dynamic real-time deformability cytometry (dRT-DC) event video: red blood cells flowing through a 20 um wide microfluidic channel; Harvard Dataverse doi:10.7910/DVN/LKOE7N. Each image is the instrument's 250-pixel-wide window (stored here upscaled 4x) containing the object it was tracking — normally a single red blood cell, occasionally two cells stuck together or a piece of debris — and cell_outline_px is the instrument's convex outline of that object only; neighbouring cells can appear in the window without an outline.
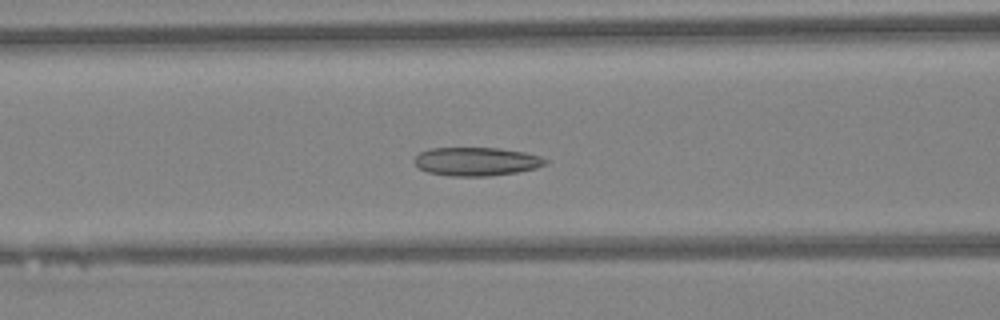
{"species": "Egyptian fruit bat (a non-hibernating species)", "species_latin": "Rousettus aegyptiacus", "temperature_condition": "warm", "stored_images_in_passage": 33, "camera_frame_rate_fps": 3000, "um_per_image_px": 0.085, "animal": {"sex": "female"}, "frame": {"image": 1, "passage_image": 10, "time_ms": 3.0, "image_size_px": [1000, 320], "cell_outline_px": [[548, 164], [536, 168], [516, 172], [488, 176], [448, 176], [428, 172], [420, 168], [412, 160], [420, 152], [428, 148], [500, 148], [524, 152], [540, 156], [548, 160]], "centroid_in_image_um": [40.5, 13.72], "position_along_channel_um": 126.1, "area_um2": 21.85}}
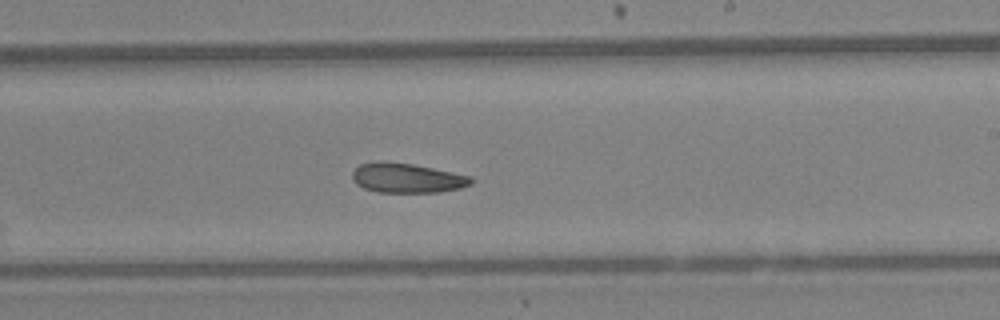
{"frame": {"image": 2, "passage_image": 19, "time_ms": 6.0, "image_size_px": [1000, 320], "cell_outline_px": [[472, 184], [460, 188], [440, 192], [376, 192], [364, 188], [356, 184], [352, 180], [352, 172], [360, 164], [412, 164], [472, 176]], "centroid_in_image_um": [34.64, 15.18], "position_along_channel_um": 254.4, "area_um2": 19.83}}
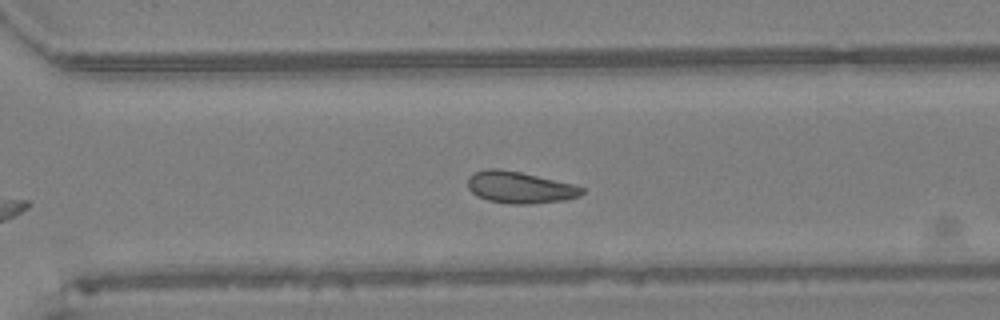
{"frame": {"image": 3, "passage_image": 24, "time_ms": 7.667, "image_size_px": [1000, 320], "cell_outline_px": [[584, 192], [580, 196], [564, 200], [528, 204], [512, 204], [488, 200], [476, 196], [468, 188], [468, 176], [472, 172], [488, 168], [496, 168], [520, 172], [572, 184], [584, 188]], "centroid_in_image_um": [44.14, 15.92], "position_along_channel_um": 326.5, "area_um2": 21.04}}